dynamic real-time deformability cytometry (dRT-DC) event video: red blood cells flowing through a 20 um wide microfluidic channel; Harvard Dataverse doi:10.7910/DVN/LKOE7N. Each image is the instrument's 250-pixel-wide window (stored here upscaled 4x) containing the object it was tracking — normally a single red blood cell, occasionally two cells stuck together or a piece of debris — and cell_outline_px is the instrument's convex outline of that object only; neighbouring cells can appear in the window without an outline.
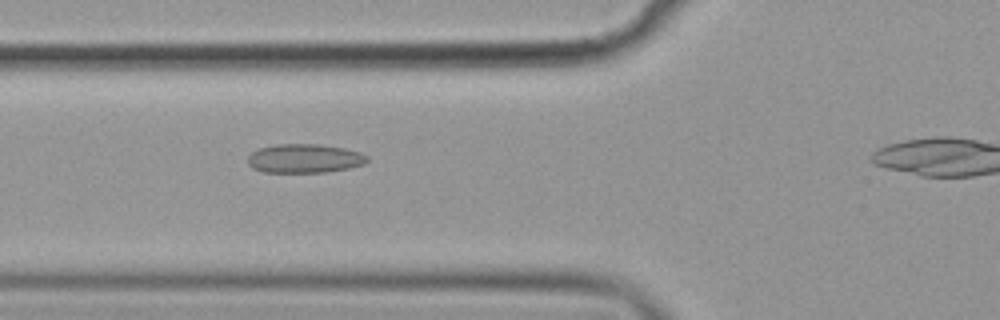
{"species": "common noctule bat (a hibernating species)", "species_latin": "Nyctalus noctula", "temperature_condition": "cold", "stored_images_in_passage": 43, "camera_frame_rate_fps": 3000, "um_per_image_px": 0.085, "animal": {"sex": "female", "body_mass_g": 19.9}, "frame": {"image": 1, "passage_image": 14, "time_ms": 4.333, "image_size_px": [1000, 320], "cell_outline_px": [[368, 160], [364, 164], [348, 168], [324, 172], [264, 172], [252, 168], [248, 164], [248, 156], [252, 152], [260, 148], [276, 144], [316, 144], [344, 148], [360, 152], [368, 156]], "centroid_in_image_um": [25.87, 13.47], "position_along_channel_um": 99.9, "area_um2": 20.06}}
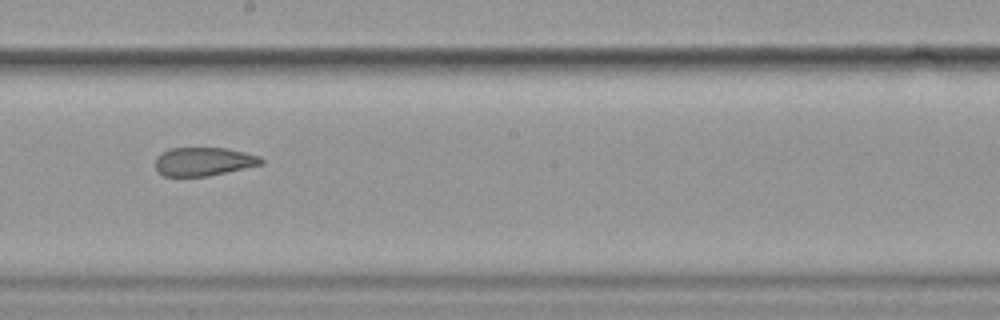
{"frame": {"image": 2, "passage_image": 25, "time_ms": 8.0, "image_size_px": [1000, 320], "cell_outline_px": [[264, 164], [208, 176], [164, 176], [156, 168], [156, 156], [168, 148], [224, 148], [244, 152], [260, 156], [264, 160]], "centroid_in_image_um": [17.32, 13.73], "position_along_channel_um": 230.9, "area_um2": 17.57}}
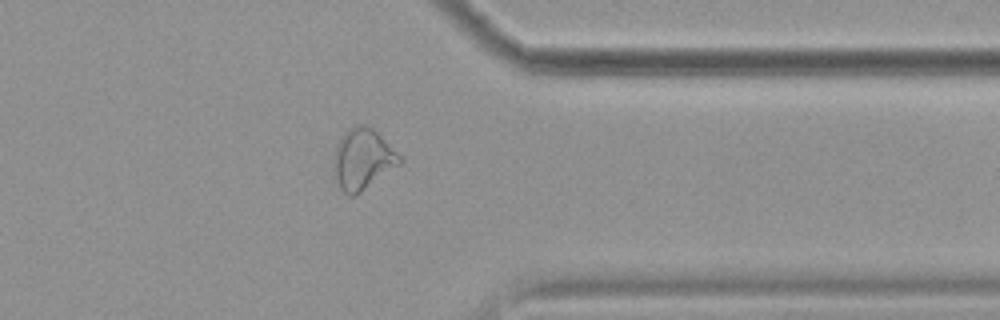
{"frame": {"image": 3, "passage_image": 38, "time_ms": 12.333, "image_size_px": [1000, 320], "cell_outline_px": [[404, 160], [400, 164], [356, 196], [348, 196], [340, 188], [332, 172], [336, 144], [344, 132], [360, 124], [368, 124]], "centroid_in_image_um": [30.8, 13.56], "position_along_channel_um": 380.6, "area_um2": 23.29}, "authors_computed_cell_mechanics": {"area_um2": 20.0566, "velocity_mm_per_s": 3.5697, "shape_relaxation_time_tau1_ms": null, "shape_relaxation_time_tau2_ms": 1.9972, "deformation_change_tau1": null, "deformation_change_tau2": 0.0831}}